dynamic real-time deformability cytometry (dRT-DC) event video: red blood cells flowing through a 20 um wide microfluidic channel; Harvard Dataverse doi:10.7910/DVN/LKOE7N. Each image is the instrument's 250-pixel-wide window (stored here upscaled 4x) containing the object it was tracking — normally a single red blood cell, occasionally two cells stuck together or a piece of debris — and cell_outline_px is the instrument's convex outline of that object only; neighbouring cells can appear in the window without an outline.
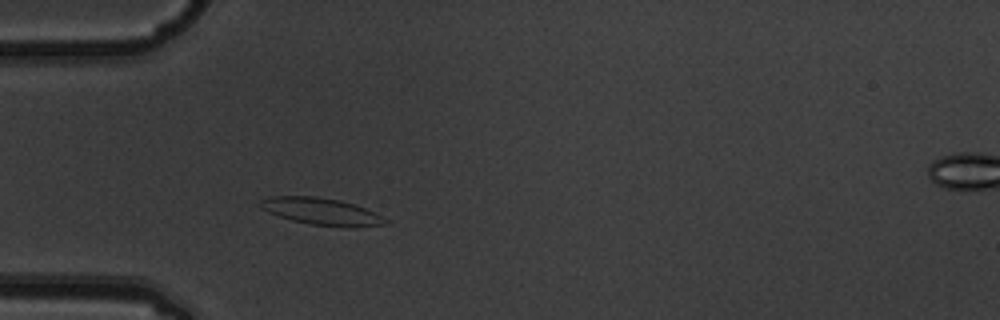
{"species": "common noctule bat (a hibernating species)", "species_latin": "Nyctalus noctula", "temperature_condition": "warm", "stored_images_in_passage": 4, "camera_frame_rate_fps": 3000, "um_per_image_px": 0.085, "animal": {"sex": "male", "body_mass_g": 19.5, "forearm_length_mm": 54.6}, "frame": {"image": 1, "passage_image": 3, "time_ms": 0.667, "image_size_px": [1000, 320], "cell_outline_px": [[388, 224], [352, 228], [344, 228], [308, 224], [292, 220], [268, 212], [260, 208], [260, 200], [268, 196], [316, 196], [340, 200], [376, 212], [388, 220]], "centroid_in_image_um": [27.35, 17.99], "position_along_channel_um": 57.7, "area_um2": 19.94}}